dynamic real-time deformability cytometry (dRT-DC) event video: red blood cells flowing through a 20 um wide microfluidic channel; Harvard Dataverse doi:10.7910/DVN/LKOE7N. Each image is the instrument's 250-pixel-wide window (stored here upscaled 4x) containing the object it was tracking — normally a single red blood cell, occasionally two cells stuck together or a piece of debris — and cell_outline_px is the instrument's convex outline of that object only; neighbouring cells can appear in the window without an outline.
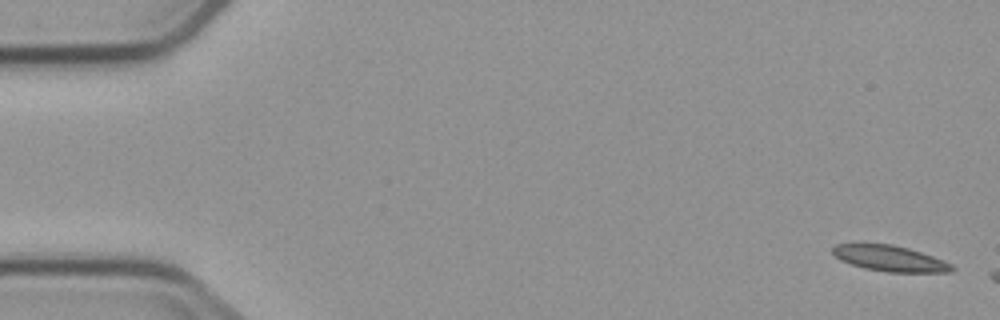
{"species": "common noctule bat (a hibernating species)", "species_latin": "Nyctalus noctula", "temperature_condition": "cold", "stored_images_in_passage": 5, "camera_frame_rate_fps": 3000, "um_per_image_px": 0.085, "animal": {"sex": "male", "body_mass_g": 23.1, "forearm_length_mm": 52.7}, "frame": {"image": 1, "passage_image": 1, "time_ms": 0.0, "image_size_px": [1000, 320], "cell_outline_px": [[956, 268], [952, 272], [888, 272], [864, 268], [840, 260], [832, 252], [832, 248], [836, 244], [892, 244], [908, 248], [944, 260], [952, 264]], "centroid_in_image_um": [75.67, 21.97], "position_along_channel_um": 9.3, "area_um2": 17.8}}